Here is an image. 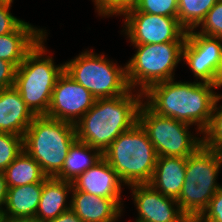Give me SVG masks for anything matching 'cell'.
I'll use <instances>...</instances> for the list:
<instances>
[{
    "label": "cell",
    "mask_w": 222,
    "mask_h": 222,
    "mask_svg": "<svg viewBox=\"0 0 222 222\" xmlns=\"http://www.w3.org/2000/svg\"><path fill=\"white\" fill-rule=\"evenodd\" d=\"M220 100H222L221 93L216 99L210 125L202 137L204 146L222 154V105L217 104Z\"/></svg>",
    "instance_id": "24"
},
{
    "label": "cell",
    "mask_w": 222,
    "mask_h": 222,
    "mask_svg": "<svg viewBox=\"0 0 222 222\" xmlns=\"http://www.w3.org/2000/svg\"><path fill=\"white\" fill-rule=\"evenodd\" d=\"M7 192L8 186L5 180V175L3 171H0V210L2 211L6 201Z\"/></svg>",
    "instance_id": "33"
},
{
    "label": "cell",
    "mask_w": 222,
    "mask_h": 222,
    "mask_svg": "<svg viewBox=\"0 0 222 222\" xmlns=\"http://www.w3.org/2000/svg\"><path fill=\"white\" fill-rule=\"evenodd\" d=\"M64 71L86 88L96 99L114 98L127 93L126 65L109 60L105 54L83 51L74 59L64 62Z\"/></svg>",
    "instance_id": "7"
},
{
    "label": "cell",
    "mask_w": 222,
    "mask_h": 222,
    "mask_svg": "<svg viewBox=\"0 0 222 222\" xmlns=\"http://www.w3.org/2000/svg\"><path fill=\"white\" fill-rule=\"evenodd\" d=\"M34 118L14 86L0 90V132L24 136Z\"/></svg>",
    "instance_id": "16"
},
{
    "label": "cell",
    "mask_w": 222,
    "mask_h": 222,
    "mask_svg": "<svg viewBox=\"0 0 222 222\" xmlns=\"http://www.w3.org/2000/svg\"><path fill=\"white\" fill-rule=\"evenodd\" d=\"M184 43L132 45L137 50L125 64L130 89L137 88V91L144 93L156 83L174 79L175 69L182 61Z\"/></svg>",
    "instance_id": "8"
},
{
    "label": "cell",
    "mask_w": 222,
    "mask_h": 222,
    "mask_svg": "<svg viewBox=\"0 0 222 222\" xmlns=\"http://www.w3.org/2000/svg\"><path fill=\"white\" fill-rule=\"evenodd\" d=\"M46 31L24 21L15 31L0 35V59L17 68L26 54L47 34Z\"/></svg>",
    "instance_id": "17"
},
{
    "label": "cell",
    "mask_w": 222,
    "mask_h": 222,
    "mask_svg": "<svg viewBox=\"0 0 222 222\" xmlns=\"http://www.w3.org/2000/svg\"><path fill=\"white\" fill-rule=\"evenodd\" d=\"M198 27L201 35L222 38V0L216 1Z\"/></svg>",
    "instance_id": "27"
},
{
    "label": "cell",
    "mask_w": 222,
    "mask_h": 222,
    "mask_svg": "<svg viewBox=\"0 0 222 222\" xmlns=\"http://www.w3.org/2000/svg\"><path fill=\"white\" fill-rule=\"evenodd\" d=\"M73 185L70 181L48 177L43 182L41 199L35 215L40 222H48L71 209L68 194H71Z\"/></svg>",
    "instance_id": "19"
},
{
    "label": "cell",
    "mask_w": 222,
    "mask_h": 222,
    "mask_svg": "<svg viewBox=\"0 0 222 222\" xmlns=\"http://www.w3.org/2000/svg\"><path fill=\"white\" fill-rule=\"evenodd\" d=\"M96 6V12L99 16L112 17L119 15L120 17L130 9H133L139 0H92Z\"/></svg>",
    "instance_id": "28"
},
{
    "label": "cell",
    "mask_w": 222,
    "mask_h": 222,
    "mask_svg": "<svg viewBox=\"0 0 222 222\" xmlns=\"http://www.w3.org/2000/svg\"><path fill=\"white\" fill-rule=\"evenodd\" d=\"M168 222H197V218L188 212H181L176 218Z\"/></svg>",
    "instance_id": "34"
},
{
    "label": "cell",
    "mask_w": 222,
    "mask_h": 222,
    "mask_svg": "<svg viewBox=\"0 0 222 222\" xmlns=\"http://www.w3.org/2000/svg\"><path fill=\"white\" fill-rule=\"evenodd\" d=\"M11 6V4L0 2V35L15 31L24 22L12 15Z\"/></svg>",
    "instance_id": "30"
},
{
    "label": "cell",
    "mask_w": 222,
    "mask_h": 222,
    "mask_svg": "<svg viewBox=\"0 0 222 222\" xmlns=\"http://www.w3.org/2000/svg\"><path fill=\"white\" fill-rule=\"evenodd\" d=\"M3 172L8 188L43 183L48 178L40 164L25 150Z\"/></svg>",
    "instance_id": "22"
},
{
    "label": "cell",
    "mask_w": 222,
    "mask_h": 222,
    "mask_svg": "<svg viewBox=\"0 0 222 222\" xmlns=\"http://www.w3.org/2000/svg\"><path fill=\"white\" fill-rule=\"evenodd\" d=\"M48 222H83L71 209Z\"/></svg>",
    "instance_id": "32"
},
{
    "label": "cell",
    "mask_w": 222,
    "mask_h": 222,
    "mask_svg": "<svg viewBox=\"0 0 222 222\" xmlns=\"http://www.w3.org/2000/svg\"><path fill=\"white\" fill-rule=\"evenodd\" d=\"M6 216L2 210H0V222H6Z\"/></svg>",
    "instance_id": "36"
},
{
    "label": "cell",
    "mask_w": 222,
    "mask_h": 222,
    "mask_svg": "<svg viewBox=\"0 0 222 222\" xmlns=\"http://www.w3.org/2000/svg\"><path fill=\"white\" fill-rule=\"evenodd\" d=\"M122 33L131 45L185 42L187 31L177 17L154 15L139 11H127Z\"/></svg>",
    "instance_id": "11"
},
{
    "label": "cell",
    "mask_w": 222,
    "mask_h": 222,
    "mask_svg": "<svg viewBox=\"0 0 222 222\" xmlns=\"http://www.w3.org/2000/svg\"><path fill=\"white\" fill-rule=\"evenodd\" d=\"M142 102L143 93L132 89L114 98L96 99L75 124L77 140L103 153L121 133L138 122Z\"/></svg>",
    "instance_id": "2"
},
{
    "label": "cell",
    "mask_w": 222,
    "mask_h": 222,
    "mask_svg": "<svg viewBox=\"0 0 222 222\" xmlns=\"http://www.w3.org/2000/svg\"><path fill=\"white\" fill-rule=\"evenodd\" d=\"M218 88L210 83L171 79L149 87L143 93V102L159 115L196 125L197 133L203 134L220 95L215 92Z\"/></svg>",
    "instance_id": "1"
},
{
    "label": "cell",
    "mask_w": 222,
    "mask_h": 222,
    "mask_svg": "<svg viewBox=\"0 0 222 222\" xmlns=\"http://www.w3.org/2000/svg\"><path fill=\"white\" fill-rule=\"evenodd\" d=\"M197 222H222V185L210 200Z\"/></svg>",
    "instance_id": "29"
},
{
    "label": "cell",
    "mask_w": 222,
    "mask_h": 222,
    "mask_svg": "<svg viewBox=\"0 0 222 222\" xmlns=\"http://www.w3.org/2000/svg\"><path fill=\"white\" fill-rule=\"evenodd\" d=\"M0 2L2 3H7V4H11L13 3V0H0Z\"/></svg>",
    "instance_id": "37"
},
{
    "label": "cell",
    "mask_w": 222,
    "mask_h": 222,
    "mask_svg": "<svg viewBox=\"0 0 222 222\" xmlns=\"http://www.w3.org/2000/svg\"><path fill=\"white\" fill-rule=\"evenodd\" d=\"M102 156L125 186L149 183L158 159L146 131L138 122L121 133Z\"/></svg>",
    "instance_id": "4"
},
{
    "label": "cell",
    "mask_w": 222,
    "mask_h": 222,
    "mask_svg": "<svg viewBox=\"0 0 222 222\" xmlns=\"http://www.w3.org/2000/svg\"><path fill=\"white\" fill-rule=\"evenodd\" d=\"M138 123L146 131L158 157H183L192 155L201 145V133H191L190 124L159 115L144 102L138 111Z\"/></svg>",
    "instance_id": "9"
},
{
    "label": "cell",
    "mask_w": 222,
    "mask_h": 222,
    "mask_svg": "<svg viewBox=\"0 0 222 222\" xmlns=\"http://www.w3.org/2000/svg\"><path fill=\"white\" fill-rule=\"evenodd\" d=\"M221 166L222 154L204 145L187 157L185 181L176 199L182 212L198 218L208 207L221 186L216 181Z\"/></svg>",
    "instance_id": "6"
},
{
    "label": "cell",
    "mask_w": 222,
    "mask_h": 222,
    "mask_svg": "<svg viewBox=\"0 0 222 222\" xmlns=\"http://www.w3.org/2000/svg\"><path fill=\"white\" fill-rule=\"evenodd\" d=\"M128 11H139L154 15L177 17L178 0H139L133 9Z\"/></svg>",
    "instance_id": "26"
},
{
    "label": "cell",
    "mask_w": 222,
    "mask_h": 222,
    "mask_svg": "<svg viewBox=\"0 0 222 222\" xmlns=\"http://www.w3.org/2000/svg\"><path fill=\"white\" fill-rule=\"evenodd\" d=\"M46 37L48 33L26 54L15 74L14 87L35 116L47 115L52 91L64 72V63L56 65L47 55Z\"/></svg>",
    "instance_id": "3"
},
{
    "label": "cell",
    "mask_w": 222,
    "mask_h": 222,
    "mask_svg": "<svg viewBox=\"0 0 222 222\" xmlns=\"http://www.w3.org/2000/svg\"><path fill=\"white\" fill-rule=\"evenodd\" d=\"M182 60L191 69L196 82L222 87V38L187 31Z\"/></svg>",
    "instance_id": "10"
},
{
    "label": "cell",
    "mask_w": 222,
    "mask_h": 222,
    "mask_svg": "<svg viewBox=\"0 0 222 222\" xmlns=\"http://www.w3.org/2000/svg\"><path fill=\"white\" fill-rule=\"evenodd\" d=\"M71 194V210L83 222H116L123 215L122 200L95 196L78 191L74 187Z\"/></svg>",
    "instance_id": "15"
},
{
    "label": "cell",
    "mask_w": 222,
    "mask_h": 222,
    "mask_svg": "<svg viewBox=\"0 0 222 222\" xmlns=\"http://www.w3.org/2000/svg\"><path fill=\"white\" fill-rule=\"evenodd\" d=\"M187 158L158 157L153 176L148 183L164 196L177 199L185 181Z\"/></svg>",
    "instance_id": "18"
},
{
    "label": "cell",
    "mask_w": 222,
    "mask_h": 222,
    "mask_svg": "<svg viewBox=\"0 0 222 222\" xmlns=\"http://www.w3.org/2000/svg\"><path fill=\"white\" fill-rule=\"evenodd\" d=\"M43 183L8 188L3 213L6 219L35 218L41 199Z\"/></svg>",
    "instance_id": "20"
},
{
    "label": "cell",
    "mask_w": 222,
    "mask_h": 222,
    "mask_svg": "<svg viewBox=\"0 0 222 222\" xmlns=\"http://www.w3.org/2000/svg\"><path fill=\"white\" fill-rule=\"evenodd\" d=\"M6 222H40L38 219L35 218H27V219H9Z\"/></svg>",
    "instance_id": "35"
},
{
    "label": "cell",
    "mask_w": 222,
    "mask_h": 222,
    "mask_svg": "<svg viewBox=\"0 0 222 222\" xmlns=\"http://www.w3.org/2000/svg\"><path fill=\"white\" fill-rule=\"evenodd\" d=\"M76 140L74 124L41 115L35 116L27 128L23 147L47 177L55 178L62 171L69 149Z\"/></svg>",
    "instance_id": "5"
},
{
    "label": "cell",
    "mask_w": 222,
    "mask_h": 222,
    "mask_svg": "<svg viewBox=\"0 0 222 222\" xmlns=\"http://www.w3.org/2000/svg\"><path fill=\"white\" fill-rule=\"evenodd\" d=\"M95 101L91 92L64 71L56 81L46 116L75 125Z\"/></svg>",
    "instance_id": "12"
},
{
    "label": "cell",
    "mask_w": 222,
    "mask_h": 222,
    "mask_svg": "<svg viewBox=\"0 0 222 222\" xmlns=\"http://www.w3.org/2000/svg\"><path fill=\"white\" fill-rule=\"evenodd\" d=\"M23 150V136L0 132V171H4Z\"/></svg>",
    "instance_id": "25"
},
{
    "label": "cell",
    "mask_w": 222,
    "mask_h": 222,
    "mask_svg": "<svg viewBox=\"0 0 222 222\" xmlns=\"http://www.w3.org/2000/svg\"><path fill=\"white\" fill-rule=\"evenodd\" d=\"M217 0H178L177 18L186 31L198 30L208 11Z\"/></svg>",
    "instance_id": "23"
},
{
    "label": "cell",
    "mask_w": 222,
    "mask_h": 222,
    "mask_svg": "<svg viewBox=\"0 0 222 222\" xmlns=\"http://www.w3.org/2000/svg\"><path fill=\"white\" fill-rule=\"evenodd\" d=\"M73 187L95 196L112 200L122 199V187L125 184L109 163L102 157L97 163L79 175L73 182Z\"/></svg>",
    "instance_id": "14"
},
{
    "label": "cell",
    "mask_w": 222,
    "mask_h": 222,
    "mask_svg": "<svg viewBox=\"0 0 222 222\" xmlns=\"http://www.w3.org/2000/svg\"><path fill=\"white\" fill-rule=\"evenodd\" d=\"M16 69L12 63L0 59V90L14 86Z\"/></svg>",
    "instance_id": "31"
},
{
    "label": "cell",
    "mask_w": 222,
    "mask_h": 222,
    "mask_svg": "<svg viewBox=\"0 0 222 222\" xmlns=\"http://www.w3.org/2000/svg\"><path fill=\"white\" fill-rule=\"evenodd\" d=\"M102 157V152L99 149L76 140L69 149L62 171L55 178L73 182Z\"/></svg>",
    "instance_id": "21"
},
{
    "label": "cell",
    "mask_w": 222,
    "mask_h": 222,
    "mask_svg": "<svg viewBox=\"0 0 222 222\" xmlns=\"http://www.w3.org/2000/svg\"><path fill=\"white\" fill-rule=\"evenodd\" d=\"M128 187L138 211L135 222H168L182 212L176 199L164 196L148 183Z\"/></svg>",
    "instance_id": "13"
}]
</instances>
